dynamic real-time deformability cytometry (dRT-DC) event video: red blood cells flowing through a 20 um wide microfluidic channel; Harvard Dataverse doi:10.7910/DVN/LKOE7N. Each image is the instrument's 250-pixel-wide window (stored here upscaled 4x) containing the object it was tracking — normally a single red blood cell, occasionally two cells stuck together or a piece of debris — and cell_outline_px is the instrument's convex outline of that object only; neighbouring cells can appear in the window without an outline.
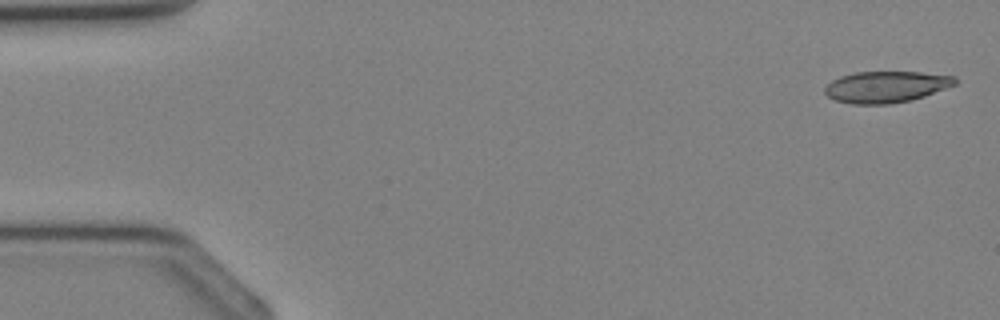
{"species": "Egyptian fruit bat (a non-hibernating species)", "species_latin": "Rousettus aegyptiacus", "temperature_condition": "cold", "stored_images_in_passage": 35, "camera_frame_rate_fps": 3000, "um_per_image_px": 0.085, "animal": {"sex": "female"}, "frame": {"image": 1, "passage_image": 1, "time_ms": 0.0, "image_size_px": [1000, 320], "cell_outline_px": [[956, 84], [924, 96], [912, 100], [888, 104], [852, 104], [836, 100], [828, 96], [824, 92], [824, 88], [832, 80], [840, 76], [856, 72], [920, 72], [956, 76]], "centroid_in_image_um": [75.31, 7.38], "position_along_channel_um": 9.7, "area_um2": 23.76}}
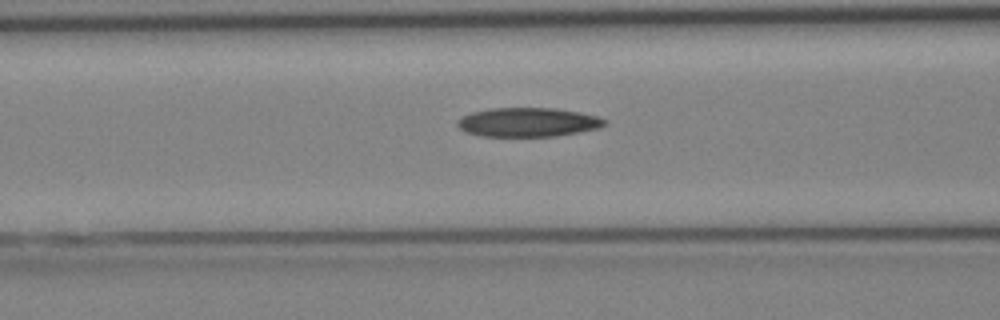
{"frame": {"image": 2, "passage_image": 14, "time_ms": 4.333, "image_size_px": [1000, 320], "cell_outline_px": [[608, 124], [600, 128], [580, 132], [556, 136], [480, 136], [464, 132], [456, 124], [456, 120], [472, 112], [492, 108], [556, 108], [580, 112], [596, 116], [608, 120]], "centroid_in_image_um": [44.9, 10.39], "position_along_channel_um": 121.7, "area_um2": 25.14}}
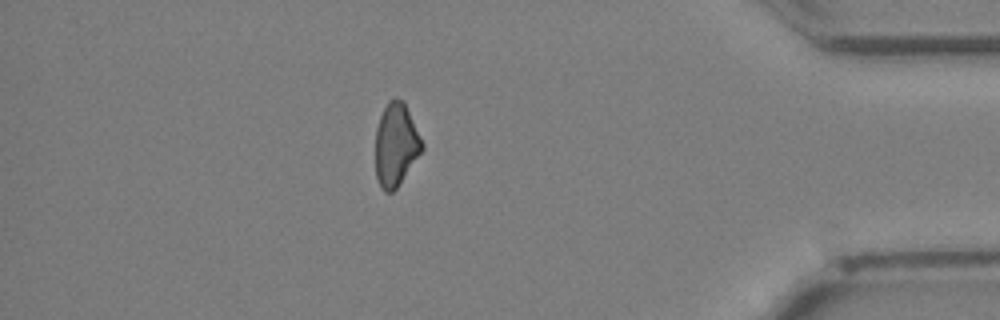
{"frame": {"image": 3, "passage_image": 31, "time_ms": 10.0, "image_size_px": [1000, 320], "cell_outline_px": [[424, 148], [396, 188], [392, 192], [384, 192], [380, 188], [376, 176], [376, 128], [380, 116], [388, 100], [404, 100], [424, 144]], "centroid_in_image_um": [33.65, 12.3], "position_along_channel_um": 401.6, "area_um2": 22.37}}